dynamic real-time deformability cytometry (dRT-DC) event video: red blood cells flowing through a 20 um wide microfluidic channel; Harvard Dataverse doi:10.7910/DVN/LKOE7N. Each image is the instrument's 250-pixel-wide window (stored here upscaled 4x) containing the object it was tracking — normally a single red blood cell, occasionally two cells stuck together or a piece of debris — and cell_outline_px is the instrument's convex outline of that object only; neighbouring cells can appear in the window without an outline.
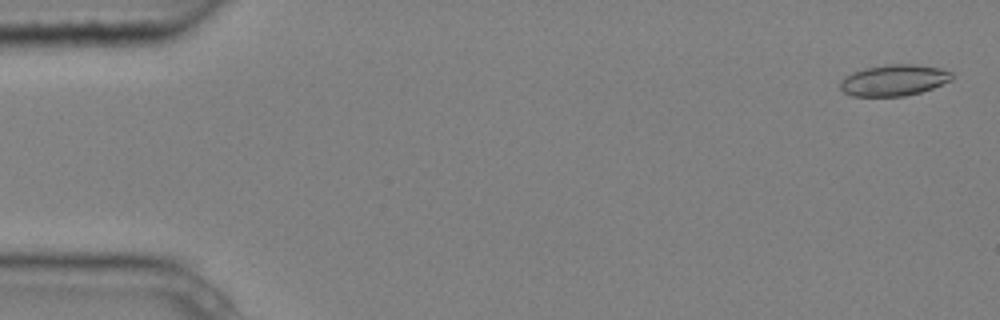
{"species": "common noctule bat (a hibernating species)", "species_latin": "Nyctalus noctula", "temperature_condition": "cold", "stored_images_in_passage": 6, "segment_of_instrument_passage": [1, 2], "camera_frame_rate_fps": 3000, "um_per_image_px": 0.085, "animal": {"sex": "male", "body_mass_g": 20.4}, "frame": {"image": 1, "passage_image": 1, "time_ms": 0.0, "image_size_px": [1000, 320], "cell_outline_px": [[952, 80], [932, 88], [920, 92], [904, 96], [852, 96], [844, 92], [840, 88], [840, 80], [852, 72], [864, 68], [884, 64], [912, 64], [940, 68], [952, 72]], "centroid_in_image_um": [75.96, 6.81], "position_along_channel_um": 9.0, "area_um2": 20.35}}
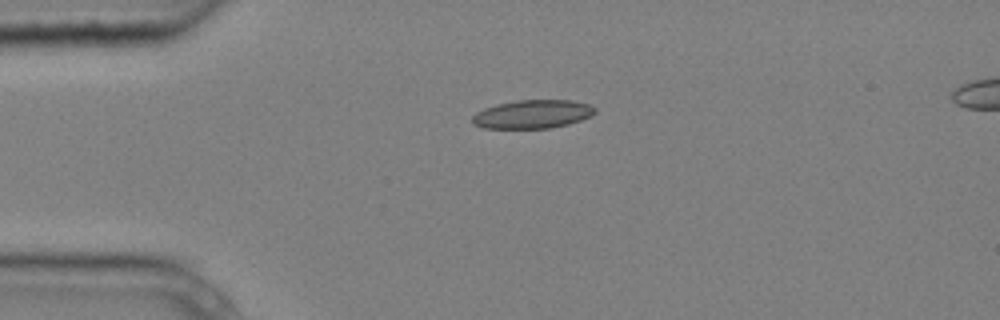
{"frame": {"image": 2, "passage_image": 4, "time_ms": 1.0, "image_size_px": [1000, 320], "cell_outline_px": [[596, 112], [592, 116], [568, 124], [552, 128], [484, 128], [472, 124], [472, 116], [476, 112], [484, 108], [496, 104], [516, 100], [572, 100], [588, 104], [596, 108]], "centroid_in_image_um": [45.26, 9.7], "position_along_channel_um": 39.7, "area_um2": 20.52}}